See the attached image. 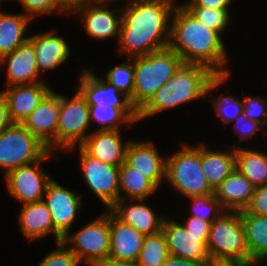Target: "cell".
Listing matches in <instances>:
<instances>
[{"instance_id": "1", "label": "cell", "mask_w": 267, "mask_h": 266, "mask_svg": "<svg viewBox=\"0 0 267 266\" xmlns=\"http://www.w3.org/2000/svg\"><path fill=\"white\" fill-rule=\"evenodd\" d=\"M174 3V0L125 2L117 47L119 54L132 58L168 47Z\"/></svg>"}, {"instance_id": "2", "label": "cell", "mask_w": 267, "mask_h": 266, "mask_svg": "<svg viewBox=\"0 0 267 266\" xmlns=\"http://www.w3.org/2000/svg\"><path fill=\"white\" fill-rule=\"evenodd\" d=\"M171 20L169 47L183 63L205 66L216 75L231 74L224 66L228 54L217 31L203 25L182 4L175 6Z\"/></svg>"}, {"instance_id": "3", "label": "cell", "mask_w": 267, "mask_h": 266, "mask_svg": "<svg viewBox=\"0 0 267 266\" xmlns=\"http://www.w3.org/2000/svg\"><path fill=\"white\" fill-rule=\"evenodd\" d=\"M230 74L216 75L209 68L183 63L171 79L138 111L139 121L199 98L208 99ZM210 94V95H209Z\"/></svg>"}, {"instance_id": "4", "label": "cell", "mask_w": 267, "mask_h": 266, "mask_svg": "<svg viewBox=\"0 0 267 266\" xmlns=\"http://www.w3.org/2000/svg\"><path fill=\"white\" fill-rule=\"evenodd\" d=\"M135 68L133 106L139 111L183 64L169 46L147 55L132 57Z\"/></svg>"}, {"instance_id": "5", "label": "cell", "mask_w": 267, "mask_h": 266, "mask_svg": "<svg viewBox=\"0 0 267 266\" xmlns=\"http://www.w3.org/2000/svg\"><path fill=\"white\" fill-rule=\"evenodd\" d=\"M207 250L214 262H237L252 266L241 211H224L212 222Z\"/></svg>"}, {"instance_id": "6", "label": "cell", "mask_w": 267, "mask_h": 266, "mask_svg": "<svg viewBox=\"0 0 267 266\" xmlns=\"http://www.w3.org/2000/svg\"><path fill=\"white\" fill-rule=\"evenodd\" d=\"M183 149L166 158L165 180L184 197L214 193L201 165V143L183 144Z\"/></svg>"}, {"instance_id": "7", "label": "cell", "mask_w": 267, "mask_h": 266, "mask_svg": "<svg viewBox=\"0 0 267 266\" xmlns=\"http://www.w3.org/2000/svg\"><path fill=\"white\" fill-rule=\"evenodd\" d=\"M109 209L73 234L68 233L62 242L87 266H99L108 259L110 251ZM83 261V262H82Z\"/></svg>"}, {"instance_id": "8", "label": "cell", "mask_w": 267, "mask_h": 266, "mask_svg": "<svg viewBox=\"0 0 267 266\" xmlns=\"http://www.w3.org/2000/svg\"><path fill=\"white\" fill-rule=\"evenodd\" d=\"M48 151L22 123H12L0 133V167L4 176L20 166L39 161Z\"/></svg>"}, {"instance_id": "9", "label": "cell", "mask_w": 267, "mask_h": 266, "mask_svg": "<svg viewBox=\"0 0 267 266\" xmlns=\"http://www.w3.org/2000/svg\"><path fill=\"white\" fill-rule=\"evenodd\" d=\"M89 105L76 88L71 99L59 93V117L57 128V149L71 151L88 137L90 125Z\"/></svg>"}, {"instance_id": "10", "label": "cell", "mask_w": 267, "mask_h": 266, "mask_svg": "<svg viewBox=\"0 0 267 266\" xmlns=\"http://www.w3.org/2000/svg\"><path fill=\"white\" fill-rule=\"evenodd\" d=\"M53 155L48 151L39 161L20 166L5 176L6 188L22 206L43 201L47 186L52 178L41 167V162Z\"/></svg>"}, {"instance_id": "11", "label": "cell", "mask_w": 267, "mask_h": 266, "mask_svg": "<svg viewBox=\"0 0 267 266\" xmlns=\"http://www.w3.org/2000/svg\"><path fill=\"white\" fill-rule=\"evenodd\" d=\"M80 168L83 179L96 197L109 209L119 199V167L106 164L89 155L81 146Z\"/></svg>"}, {"instance_id": "12", "label": "cell", "mask_w": 267, "mask_h": 266, "mask_svg": "<svg viewBox=\"0 0 267 266\" xmlns=\"http://www.w3.org/2000/svg\"><path fill=\"white\" fill-rule=\"evenodd\" d=\"M77 89L84 96L88 105L115 106L121 108L135 123L139 121L138 111L130 98L121 93L103 76L98 78L91 69L84 68ZM122 96L123 98H119Z\"/></svg>"}, {"instance_id": "13", "label": "cell", "mask_w": 267, "mask_h": 266, "mask_svg": "<svg viewBox=\"0 0 267 266\" xmlns=\"http://www.w3.org/2000/svg\"><path fill=\"white\" fill-rule=\"evenodd\" d=\"M83 196L62 187L52 179L46 189L43 202L49 209L55 230L64 238L82 209Z\"/></svg>"}, {"instance_id": "14", "label": "cell", "mask_w": 267, "mask_h": 266, "mask_svg": "<svg viewBox=\"0 0 267 266\" xmlns=\"http://www.w3.org/2000/svg\"><path fill=\"white\" fill-rule=\"evenodd\" d=\"M162 232L170 255L198 262H212L207 250V239L203 235L191 234L181 223L171 218H165Z\"/></svg>"}, {"instance_id": "15", "label": "cell", "mask_w": 267, "mask_h": 266, "mask_svg": "<svg viewBox=\"0 0 267 266\" xmlns=\"http://www.w3.org/2000/svg\"><path fill=\"white\" fill-rule=\"evenodd\" d=\"M58 117L59 93L51 90L22 124L53 152L57 148Z\"/></svg>"}, {"instance_id": "16", "label": "cell", "mask_w": 267, "mask_h": 266, "mask_svg": "<svg viewBox=\"0 0 267 266\" xmlns=\"http://www.w3.org/2000/svg\"><path fill=\"white\" fill-rule=\"evenodd\" d=\"M110 3H113V1H97L75 12L81 16L86 34L90 38L105 40L112 37L117 38V41H119L122 10L121 8L119 10L116 8L108 9L104 7V5Z\"/></svg>"}, {"instance_id": "17", "label": "cell", "mask_w": 267, "mask_h": 266, "mask_svg": "<svg viewBox=\"0 0 267 266\" xmlns=\"http://www.w3.org/2000/svg\"><path fill=\"white\" fill-rule=\"evenodd\" d=\"M124 162L146 176L157 188L165 180L166 159L159 155L152 141H129Z\"/></svg>"}, {"instance_id": "18", "label": "cell", "mask_w": 267, "mask_h": 266, "mask_svg": "<svg viewBox=\"0 0 267 266\" xmlns=\"http://www.w3.org/2000/svg\"><path fill=\"white\" fill-rule=\"evenodd\" d=\"M47 82L7 87L0 91L6 100L13 123H22L51 91Z\"/></svg>"}, {"instance_id": "19", "label": "cell", "mask_w": 267, "mask_h": 266, "mask_svg": "<svg viewBox=\"0 0 267 266\" xmlns=\"http://www.w3.org/2000/svg\"><path fill=\"white\" fill-rule=\"evenodd\" d=\"M5 63L7 65L6 87L45 82V80L38 79L40 73L38 72L34 46L29 40L12 53L1 57L0 64L4 65Z\"/></svg>"}, {"instance_id": "20", "label": "cell", "mask_w": 267, "mask_h": 266, "mask_svg": "<svg viewBox=\"0 0 267 266\" xmlns=\"http://www.w3.org/2000/svg\"><path fill=\"white\" fill-rule=\"evenodd\" d=\"M126 201L118 199L109 210L123 223L133 226L144 235H154L162 230L165 216H157L155 210L144 204L146 200H129L135 202L131 205Z\"/></svg>"}, {"instance_id": "21", "label": "cell", "mask_w": 267, "mask_h": 266, "mask_svg": "<svg viewBox=\"0 0 267 266\" xmlns=\"http://www.w3.org/2000/svg\"><path fill=\"white\" fill-rule=\"evenodd\" d=\"M109 257L137 261L145 235L133 226L123 223L109 210Z\"/></svg>"}, {"instance_id": "22", "label": "cell", "mask_w": 267, "mask_h": 266, "mask_svg": "<svg viewBox=\"0 0 267 266\" xmlns=\"http://www.w3.org/2000/svg\"><path fill=\"white\" fill-rule=\"evenodd\" d=\"M80 145L89 155L112 166H120L125 159L127 143L122 142L119 130H94Z\"/></svg>"}, {"instance_id": "23", "label": "cell", "mask_w": 267, "mask_h": 266, "mask_svg": "<svg viewBox=\"0 0 267 266\" xmlns=\"http://www.w3.org/2000/svg\"><path fill=\"white\" fill-rule=\"evenodd\" d=\"M29 41L34 46L39 73L59 67L71 54L69 44L51 30L31 35Z\"/></svg>"}, {"instance_id": "24", "label": "cell", "mask_w": 267, "mask_h": 266, "mask_svg": "<svg viewBox=\"0 0 267 266\" xmlns=\"http://www.w3.org/2000/svg\"><path fill=\"white\" fill-rule=\"evenodd\" d=\"M18 222L22 235L34 241L43 239L51 232L55 238V242H62L63 237L55 230L51 213L43 201L35 202L30 205L22 206Z\"/></svg>"}, {"instance_id": "25", "label": "cell", "mask_w": 267, "mask_h": 266, "mask_svg": "<svg viewBox=\"0 0 267 266\" xmlns=\"http://www.w3.org/2000/svg\"><path fill=\"white\" fill-rule=\"evenodd\" d=\"M254 190L250 180L235 169L214 193L225 211H243L250 204Z\"/></svg>"}, {"instance_id": "26", "label": "cell", "mask_w": 267, "mask_h": 266, "mask_svg": "<svg viewBox=\"0 0 267 266\" xmlns=\"http://www.w3.org/2000/svg\"><path fill=\"white\" fill-rule=\"evenodd\" d=\"M206 145L201 142V165L208 184L215 191L236 169V148L219 151L207 149Z\"/></svg>"}, {"instance_id": "27", "label": "cell", "mask_w": 267, "mask_h": 266, "mask_svg": "<svg viewBox=\"0 0 267 266\" xmlns=\"http://www.w3.org/2000/svg\"><path fill=\"white\" fill-rule=\"evenodd\" d=\"M30 21L32 20L23 13L10 14L0 11V58L29 40V36L24 35Z\"/></svg>"}, {"instance_id": "28", "label": "cell", "mask_w": 267, "mask_h": 266, "mask_svg": "<svg viewBox=\"0 0 267 266\" xmlns=\"http://www.w3.org/2000/svg\"><path fill=\"white\" fill-rule=\"evenodd\" d=\"M252 266L267 260V216L241 213Z\"/></svg>"}, {"instance_id": "29", "label": "cell", "mask_w": 267, "mask_h": 266, "mask_svg": "<svg viewBox=\"0 0 267 266\" xmlns=\"http://www.w3.org/2000/svg\"><path fill=\"white\" fill-rule=\"evenodd\" d=\"M233 146L236 148V169L255 187L267 185V153Z\"/></svg>"}, {"instance_id": "30", "label": "cell", "mask_w": 267, "mask_h": 266, "mask_svg": "<svg viewBox=\"0 0 267 266\" xmlns=\"http://www.w3.org/2000/svg\"><path fill=\"white\" fill-rule=\"evenodd\" d=\"M158 188L143 174L123 162L119 167V199L147 200ZM122 191V192H121ZM123 196H122V194Z\"/></svg>"}, {"instance_id": "31", "label": "cell", "mask_w": 267, "mask_h": 266, "mask_svg": "<svg viewBox=\"0 0 267 266\" xmlns=\"http://www.w3.org/2000/svg\"><path fill=\"white\" fill-rule=\"evenodd\" d=\"M169 255L166 238L161 230L154 235H145L137 261L142 266H161Z\"/></svg>"}, {"instance_id": "32", "label": "cell", "mask_w": 267, "mask_h": 266, "mask_svg": "<svg viewBox=\"0 0 267 266\" xmlns=\"http://www.w3.org/2000/svg\"><path fill=\"white\" fill-rule=\"evenodd\" d=\"M90 122L98 123L97 130H119L120 126L135 123L121 108L89 105ZM131 123V124H130ZM121 124V125H120Z\"/></svg>"}, {"instance_id": "33", "label": "cell", "mask_w": 267, "mask_h": 266, "mask_svg": "<svg viewBox=\"0 0 267 266\" xmlns=\"http://www.w3.org/2000/svg\"><path fill=\"white\" fill-rule=\"evenodd\" d=\"M104 77L121 93H124L128 98H130L133 105L135 68L132 58H129L128 62L126 61L114 68H110Z\"/></svg>"}, {"instance_id": "34", "label": "cell", "mask_w": 267, "mask_h": 266, "mask_svg": "<svg viewBox=\"0 0 267 266\" xmlns=\"http://www.w3.org/2000/svg\"><path fill=\"white\" fill-rule=\"evenodd\" d=\"M191 200L192 206L190 216L200 218L204 221L213 222L225 210L222 208L220 201L216 198L215 193L206 195L187 197Z\"/></svg>"}, {"instance_id": "35", "label": "cell", "mask_w": 267, "mask_h": 266, "mask_svg": "<svg viewBox=\"0 0 267 266\" xmlns=\"http://www.w3.org/2000/svg\"><path fill=\"white\" fill-rule=\"evenodd\" d=\"M194 17H196L207 28L217 31L220 35L230 21V10L205 8V7H185Z\"/></svg>"}, {"instance_id": "36", "label": "cell", "mask_w": 267, "mask_h": 266, "mask_svg": "<svg viewBox=\"0 0 267 266\" xmlns=\"http://www.w3.org/2000/svg\"><path fill=\"white\" fill-rule=\"evenodd\" d=\"M214 100V103L212 102L213 108L224 125L233 122L243 112L244 102L238 97L230 94L227 96L219 94Z\"/></svg>"}, {"instance_id": "37", "label": "cell", "mask_w": 267, "mask_h": 266, "mask_svg": "<svg viewBox=\"0 0 267 266\" xmlns=\"http://www.w3.org/2000/svg\"><path fill=\"white\" fill-rule=\"evenodd\" d=\"M57 248L51 250L37 266H80L76 255L63 243H56Z\"/></svg>"}, {"instance_id": "38", "label": "cell", "mask_w": 267, "mask_h": 266, "mask_svg": "<svg viewBox=\"0 0 267 266\" xmlns=\"http://www.w3.org/2000/svg\"><path fill=\"white\" fill-rule=\"evenodd\" d=\"M243 113L247 119H251L262 125L267 124V100L261 96H244Z\"/></svg>"}, {"instance_id": "39", "label": "cell", "mask_w": 267, "mask_h": 266, "mask_svg": "<svg viewBox=\"0 0 267 266\" xmlns=\"http://www.w3.org/2000/svg\"><path fill=\"white\" fill-rule=\"evenodd\" d=\"M23 6L24 15L31 20L37 15L52 14L59 12L58 0H17Z\"/></svg>"}, {"instance_id": "40", "label": "cell", "mask_w": 267, "mask_h": 266, "mask_svg": "<svg viewBox=\"0 0 267 266\" xmlns=\"http://www.w3.org/2000/svg\"><path fill=\"white\" fill-rule=\"evenodd\" d=\"M233 130L237 133L238 137V146L240 144V141L243 142V140H247L249 138L255 137L256 132L259 129H265L262 125L259 123L252 121L251 119H247L245 114L242 112L239 114V116L233 121Z\"/></svg>"}, {"instance_id": "41", "label": "cell", "mask_w": 267, "mask_h": 266, "mask_svg": "<svg viewBox=\"0 0 267 266\" xmlns=\"http://www.w3.org/2000/svg\"><path fill=\"white\" fill-rule=\"evenodd\" d=\"M241 213L267 216V185L255 187L250 204Z\"/></svg>"}, {"instance_id": "42", "label": "cell", "mask_w": 267, "mask_h": 266, "mask_svg": "<svg viewBox=\"0 0 267 266\" xmlns=\"http://www.w3.org/2000/svg\"><path fill=\"white\" fill-rule=\"evenodd\" d=\"M184 228L193 235H203L207 240L212 222L189 216L184 223Z\"/></svg>"}, {"instance_id": "43", "label": "cell", "mask_w": 267, "mask_h": 266, "mask_svg": "<svg viewBox=\"0 0 267 266\" xmlns=\"http://www.w3.org/2000/svg\"><path fill=\"white\" fill-rule=\"evenodd\" d=\"M233 0H189L182 4L184 7H205L214 9L229 10Z\"/></svg>"}, {"instance_id": "44", "label": "cell", "mask_w": 267, "mask_h": 266, "mask_svg": "<svg viewBox=\"0 0 267 266\" xmlns=\"http://www.w3.org/2000/svg\"><path fill=\"white\" fill-rule=\"evenodd\" d=\"M94 2L97 0H58V5L60 6V13L75 14L77 10Z\"/></svg>"}, {"instance_id": "45", "label": "cell", "mask_w": 267, "mask_h": 266, "mask_svg": "<svg viewBox=\"0 0 267 266\" xmlns=\"http://www.w3.org/2000/svg\"><path fill=\"white\" fill-rule=\"evenodd\" d=\"M209 263L182 259L169 255L161 266H207Z\"/></svg>"}, {"instance_id": "46", "label": "cell", "mask_w": 267, "mask_h": 266, "mask_svg": "<svg viewBox=\"0 0 267 266\" xmlns=\"http://www.w3.org/2000/svg\"><path fill=\"white\" fill-rule=\"evenodd\" d=\"M13 122L10 119L7 103L0 92V133L10 126Z\"/></svg>"}, {"instance_id": "47", "label": "cell", "mask_w": 267, "mask_h": 266, "mask_svg": "<svg viewBox=\"0 0 267 266\" xmlns=\"http://www.w3.org/2000/svg\"><path fill=\"white\" fill-rule=\"evenodd\" d=\"M99 266H142L139 264L138 261H131V260H118L108 258L103 261Z\"/></svg>"}, {"instance_id": "48", "label": "cell", "mask_w": 267, "mask_h": 266, "mask_svg": "<svg viewBox=\"0 0 267 266\" xmlns=\"http://www.w3.org/2000/svg\"><path fill=\"white\" fill-rule=\"evenodd\" d=\"M207 266H249L237 262H210Z\"/></svg>"}, {"instance_id": "49", "label": "cell", "mask_w": 267, "mask_h": 266, "mask_svg": "<svg viewBox=\"0 0 267 266\" xmlns=\"http://www.w3.org/2000/svg\"><path fill=\"white\" fill-rule=\"evenodd\" d=\"M97 1H113V2H115V1H117V0H97ZM118 1H119V0H118ZM125 2H127V0H126Z\"/></svg>"}]
</instances>
